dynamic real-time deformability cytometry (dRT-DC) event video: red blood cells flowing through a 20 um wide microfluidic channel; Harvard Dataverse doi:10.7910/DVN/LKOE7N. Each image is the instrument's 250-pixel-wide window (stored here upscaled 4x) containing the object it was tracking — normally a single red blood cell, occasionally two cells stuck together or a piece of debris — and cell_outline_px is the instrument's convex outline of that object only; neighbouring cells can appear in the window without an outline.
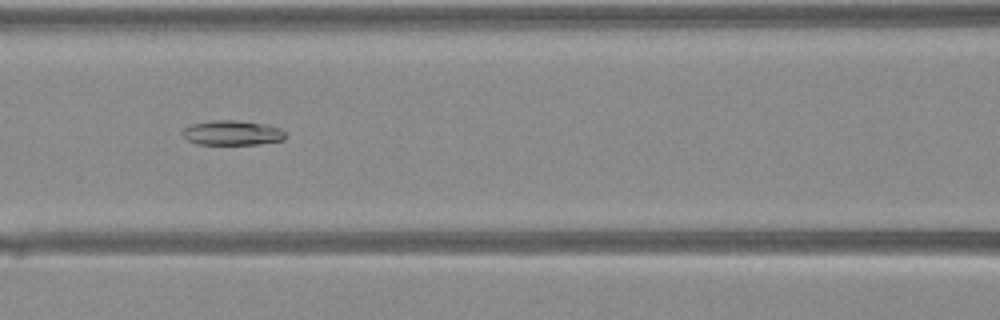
{"species": "Egyptian fruit bat (a non-hibernating species)", "species_latin": "Rousettus aegyptiacus", "temperature_condition": "warm", "stored_images_in_passage": 31, "camera_frame_rate_fps": 3000, "um_per_image_px": 0.085, "animal": {"sex": "female"}, "frame": {"image": 1, "passage_image": 8, "time_ms": 2.333, "image_size_px": [1000, 320], "cell_outline_px": [[288, 136], [284, 140], [260, 144], [196, 144], [188, 140], [180, 132], [188, 124], [212, 120], [232, 120], [264, 124], [280, 128]], "centroid_in_image_um": [19.72, 11.29], "position_along_channel_um": 146.9, "area_um2": 14.97}}
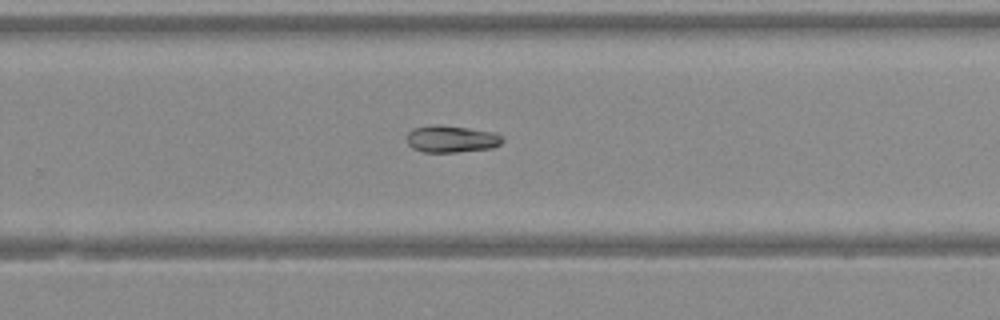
{"frame": {"image": 2, "passage_image": 17, "time_ms": 5.333, "image_size_px": [1000, 320], "cell_outline_px": [[504, 140], [500, 144], [492, 148], [456, 152], [424, 152], [412, 148], [408, 144], [408, 132], [412, 128], [432, 124], [440, 124], [496, 132]], "centroid_in_image_um": [38.36, 11.8], "position_along_channel_um": 291.4, "area_um2": 15.14}}
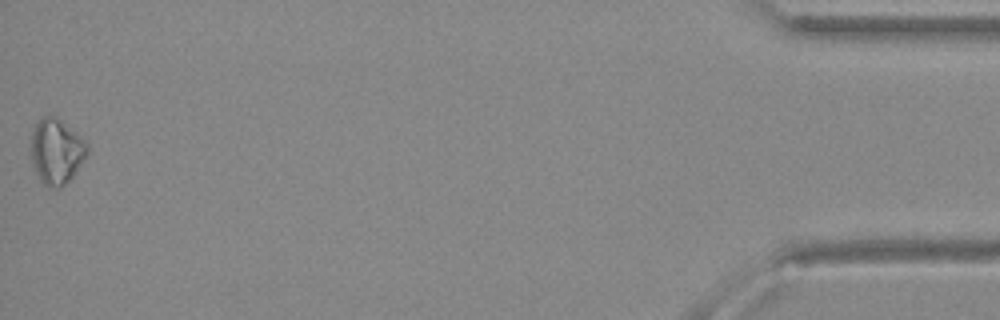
{"frame": {"image": 3, "passage_image": 31, "time_ms": 10.0, "image_size_px": [1000, 320], "cell_outline_px": [[88, 152], [72, 176], [60, 188], [48, 188], [40, 180], [32, 164], [32, 132], [40, 116], [56, 116], [84, 140], [88, 144]], "centroid_in_image_um": [4.78, 12.86], "position_along_channel_um": 430.4, "area_um2": 21.04}}